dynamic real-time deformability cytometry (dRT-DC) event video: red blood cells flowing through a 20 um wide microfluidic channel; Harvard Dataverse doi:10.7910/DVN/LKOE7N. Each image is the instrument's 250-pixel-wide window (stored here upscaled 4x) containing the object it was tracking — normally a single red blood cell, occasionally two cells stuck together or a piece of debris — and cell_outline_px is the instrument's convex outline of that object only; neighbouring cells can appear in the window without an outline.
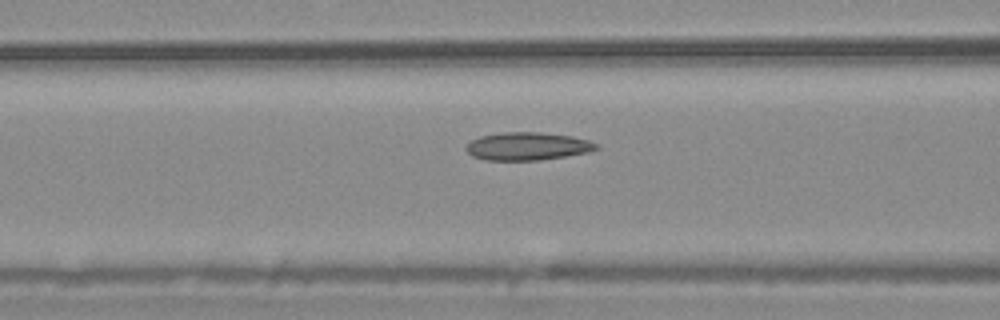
{"species": "common noctule bat (a hibernating species)", "species_latin": "Nyctalus noctula", "temperature_condition": "warm", "stored_images_in_passage": 43, "camera_frame_rate_fps": 3000, "um_per_image_px": 0.085, "animal": {"sex": "male", "body_mass_g": 20.4}, "frame": {"image": 1, "passage_image": 10, "time_ms": 3.0, "image_size_px": [1000, 320], "cell_outline_px": [[600, 148], [588, 152], [540, 160], [484, 160], [472, 156], [464, 148], [472, 140], [480, 136], [500, 132], [540, 132], [572, 136], [588, 140], [600, 144]], "centroid_in_image_um": [44.84, 12.43], "position_along_channel_um": 121.8, "area_um2": 21.27}}
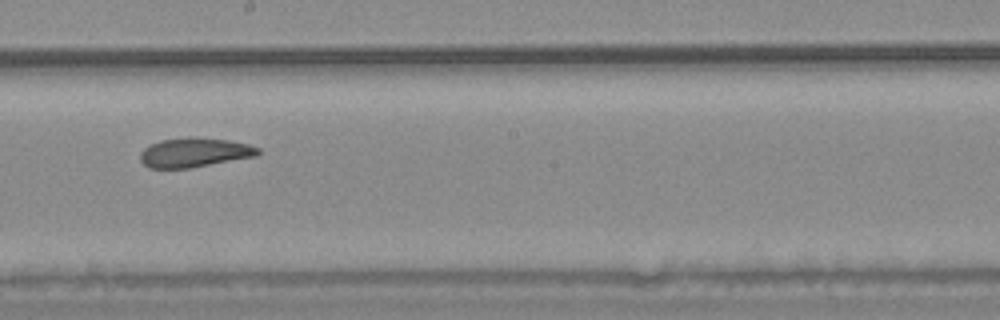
{"frame": {"image": 2, "passage_image": 19, "time_ms": 6.0, "image_size_px": [1000, 320], "cell_outline_px": [[260, 152], [256, 156], [188, 168], [148, 168], [140, 160], [140, 152], [144, 148], [160, 140], [188, 136], [228, 140], [248, 144], [260, 148]], "centroid_in_image_um": [16.51, 12.95], "position_along_channel_um": 231.7, "area_um2": 20.11}}
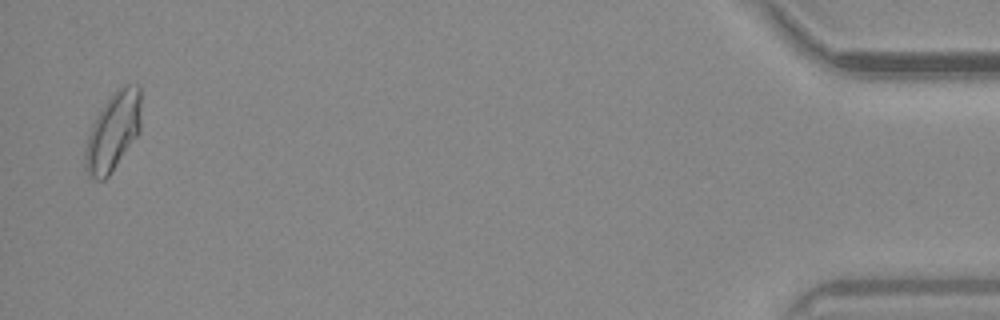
{"frame": {"image": 3, "passage_image": 42, "time_ms": 13.667, "image_size_px": [1000, 320], "cell_outline_px": [[140, 132], [108, 176], [104, 180], [96, 180], [88, 176], [84, 168], [84, 148], [92, 124], [96, 116], [104, 104], [124, 84], [140, 84]], "centroid_in_image_um": [9.59, 11.21], "position_along_channel_um": 425.6, "area_um2": 25.43}, "authors_computed_cell_mechanics": {"area_um2": 21.2704, "velocity_mm_per_s": 3.6672, "shape_relaxation_time_tau1_ms": null, "shape_relaxation_time_tau2_ms": 2.9817, "deformation_change_tau1": null, "deformation_change_tau2": 0.0904}}